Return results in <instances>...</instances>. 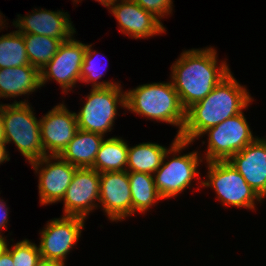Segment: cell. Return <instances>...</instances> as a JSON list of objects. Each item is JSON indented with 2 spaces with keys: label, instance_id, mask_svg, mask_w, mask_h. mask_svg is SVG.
Here are the masks:
<instances>
[{
  "label": "cell",
  "instance_id": "1f68e13d",
  "mask_svg": "<svg viewBox=\"0 0 266 266\" xmlns=\"http://www.w3.org/2000/svg\"><path fill=\"white\" fill-rule=\"evenodd\" d=\"M36 266H63V265L56 263V262H52V261L42 260Z\"/></svg>",
  "mask_w": 266,
  "mask_h": 266
},
{
  "label": "cell",
  "instance_id": "9c48e42d",
  "mask_svg": "<svg viewBox=\"0 0 266 266\" xmlns=\"http://www.w3.org/2000/svg\"><path fill=\"white\" fill-rule=\"evenodd\" d=\"M84 218L64 216L50 220L41 231L38 246L42 260L65 266L66 255L77 243L84 227Z\"/></svg>",
  "mask_w": 266,
  "mask_h": 266
},
{
  "label": "cell",
  "instance_id": "d6a6232c",
  "mask_svg": "<svg viewBox=\"0 0 266 266\" xmlns=\"http://www.w3.org/2000/svg\"><path fill=\"white\" fill-rule=\"evenodd\" d=\"M96 1L100 2L103 6L108 7L109 5L115 3L117 0H96Z\"/></svg>",
  "mask_w": 266,
  "mask_h": 266
},
{
  "label": "cell",
  "instance_id": "6da1fadb",
  "mask_svg": "<svg viewBox=\"0 0 266 266\" xmlns=\"http://www.w3.org/2000/svg\"><path fill=\"white\" fill-rule=\"evenodd\" d=\"M253 101L246 87L241 86L230 72L203 100L186 110L180 139L193 142L202 133L246 109Z\"/></svg>",
  "mask_w": 266,
  "mask_h": 266
},
{
  "label": "cell",
  "instance_id": "836d02e7",
  "mask_svg": "<svg viewBox=\"0 0 266 266\" xmlns=\"http://www.w3.org/2000/svg\"><path fill=\"white\" fill-rule=\"evenodd\" d=\"M6 241L7 240H5V237L0 233V251L5 248Z\"/></svg>",
  "mask_w": 266,
  "mask_h": 266
},
{
  "label": "cell",
  "instance_id": "ac0fdd59",
  "mask_svg": "<svg viewBox=\"0 0 266 266\" xmlns=\"http://www.w3.org/2000/svg\"><path fill=\"white\" fill-rule=\"evenodd\" d=\"M40 87V70L31 64L0 69V98L28 95Z\"/></svg>",
  "mask_w": 266,
  "mask_h": 266
},
{
  "label": "cell",
  "instance_id": "d4e9b609",
  "mask_svg": "<svg viewBox=\"0 0 266 266\" xmlns=\"http://www.w3.org/2000/svg\"><path fill=\"white\" fill-rule=\"evenodd\" d=\"M92 45L87 44V48L83 57V63L81 66L80 72V81L85 83L92 82V88H106V87H114L116 85H120L118 83H113L109 81L97 82L98 79L102 78L103 70L98 69V61L95 59V56H98V52L94 51ZM96 56V57H97ZM97 62V63H96ZM100 66V65H99ZM105 72V71H104Z\"/></svg>",
  "mask_w": 266,
  "mask_h": 266
},
{
  "label": "cell",
  "instance_id": "5bb4252c",
  "mask_svg": "<svg viewBox=\"0 0 266 266\" xmlns=\"http://www.w3.org/2000/svg\"><path fill=\"white\" fill-rule=\"evenodd\" d=\"M128 171L100 173L99 203L111 221L132 216Z\"/></svg>",
  "mask_w": 266,
  "mask_h": 266
},
{
  "label": "cell",
  "instance_id": "8fae6325",
  "mask_svg": "<svg viewBox=\"0 0 266 266\" xmlns=\"http://www.w3.org/2000/svg\"><path fill=\"white\" fill-rule=\"evenodd\" d=\"M52 159L57 161L51 162ZM30 164L35 172L39 173L40 203L46 205L62 201L77 167L64 161L60 156L51 155H46Z\"/></svg>",
  "mask_w": 266,
  "mask_h": 266
},
{
  "label": "cell",
  "instance_id": "8992f818",
  "mask_svg": "<svg viewBox=\"0 0 266 266\" xmlns=\"http://www.w3.org/2000/svg\"><path fill=\"white\" fill-rule=\"evenodd\" d=\"M120 85L92 88L81 110L76 113L78 129L103 135L111 131L117 105L126 109V93Z\"/></svg>",
  "mask_w": 266,
  "mask_h": 266
},
{
  "label": "cell",
  "instance_id": "7a4b0ae2",
  "mask_svg": "<svg viewBox=\"0 0 266 266\" xmlns=\"http://www.w3.org/2000/svg\"><path fill=\"white\" fill-rule=\"evenodd\" d=\"M212 47L186 50L171 67V82L185 110L203 100L231 71Z\"/></svg>",
  "mask_w": 266,
  "mask_h": 266
},
{
  "label": "cell",
  "instance_id": "7c38bea8",
  "mask_svg": "<svg viewBox=\"0 0 266 266\" xmlns=\"http://www.w3.org/2000/svg\"><path fill=\"white\" fill-rule=\"evenodd\" d=\"M100 173L92 168H77L64 197V216L86 218L89 212L98 207Z\"/></svg>",
  "mask_w": 266,
  "mask_h": 266
},
{
  "label": "cell",
  "instance_id": "277c9868",
  "mask_svg": "<svg viewBox=\"0 0 266 266\" xmlns=\"http://www.w3.org/2000/svg\"><path fill=\"white\" fill-rule=\"evenodd\" d=\"M24 100L1 104L5 143L13 141L29 163L46 156L41 141L40 120Z\"/></svg>",
  "mask_w": 266,
  "mask_h": 266
},
{
  "label": "cell",
  "instance_id": "9a60e30c",
  "mask_svg": "<svg viewBox=\"0 0 266 266\" xmlns=\"http://www.w3.org/2000/svg\"><path fill=\"white\" fill-rule=\"evenodd\" d=\"M108 6L123 34L135 39L165 33L162 22L133 0H120Z\"/></svg>",
  "mask_w": 266,
  "mask_h": 266
},
{
  "label": "cell",
  "instance_id": "52a82bcc",
  "mask_svg": "<svg viewBox=\"0 0 266 266\" xmlns=\"http://www.w3.org/2000/svg\"><path fill=\"white\" fill-rule=\"evenodd\" d=\"M207 164L208 179L201 181L203 187H213L219 201L221 200L225 206L255 210V200L261 201L260 196L229 161H214Z\"/></svg>",
  "mask_w": 266,
  "mask_h": 266
},
{
  "label": "cell",
  "instance_id": "7402d4cb",
  "mask_svg": "<svg viewBox=\"0 0 266 266\" xmlns=\"http://www.w3.org/2000/svg\"><path fill=\"white\" fill-rule=\"evenodd\" d=\"M132 198V214L145 212L162 199L157 192L154 176L141 172H128Z\"/></svg>",
  "mask_w": 266,
  "mask_h": 266
},
{
  "label": "cell",
  "instance_id": "4fadbf2b",
  "mask_svg": "<svg viewBox=\"0 0 266 266\" xmlns=\"http://www.w3.org/2000/svg\"><path fill=\"white\" fill-rule=\"evenodd\" d=\"M40 128L45 155L59 156L78 130L76 113L60 103L40 119Z\"/></svg>",
  "mask_w": 266,
  "mask_h": 266
},
{
  "label": "cell",
  "instance_id": "e575fe53",
  "mask_svg": "<svg viewBox=\"0 0 266 266\" xmlns=\"http://www.w3.org/2000/svg\"><path fill=\"white\" fill-rule=\"evenodd\" d=\"M2 14L0 13V28L2 29V28H4L3 26H5V24H4V22L2 21L3 19V17L1 16ZM4 24V25H3ZM2 25V26H1Z\"/></svg>",
  "mask_w": 266,
  "mask_h": 266
},
{
  "label": "cell",
  "instance_id": "44dd1931",
  "mask_svg": "<svg viewBox=\"0 0 266 266\" xmlns=\"http://www.w3.org/2000/svg\"><path fill=\"white\" fill-rule=\"evenodd\" d=\"M166 151V147L150 142L128 147L127 171L153 175L161 166Z\"/></svg>",
  "mask_w": 266,
  "mask_h": 266
},
{
  "label": "cell",
  "instance_id": "d590c367",
  "mask_svg": "<svg viewBox=\"0 0 266 266\" xmlns=\"http://www.w3.org/2000/svg\"><path fill=\"white\" fill-rule=\"evenodd\" d=\"M265 196H266V189H265V191L260 195V200L264 199Z\"/></svg>",
  "mask_w": 266,
  "mask_h": 266
},
{
  "label": "cell",
  "instance_id": "d6986e66",
  "mask_svg": "<svg viewBox=\"0 0 266 266\" xmlns=\"http://www.w3.org/2000/svg\"><path fill=\"white\" fill-rule=\"evenodd\" d=\"M103 140V135L78 129L59 156L77 168H92Z\"/></svg>",
  "mask_w": 266,
  "mask_h": 266
},
{
  "label": "cell",
  "instance_id": "3957f363",
  "mask_svg": "<svg viewBox=\"0 0 266 266\" xmlns=\"http://www.w3.org/2000/svg\"><path fill=\"white\" fill-rule=\"evenodd\" d=\"M125 93L129 111L177 126L176 136L179 138L185 124L186 110L171 81L139 85Z\"/></svg>",
  "mask_w": 266,
  "mask_h": 266
},
{
  "label": "cell",
  "instance_id": "e0dca14e",
  "mask_svg": "<svg viewBox=\"0 0 266 266\" xmlns=\"http://www.w3.org/2000/svg\"><path fill=\"white\" fill-rule=\"evenodd\" d=\"M260 196L266 189V139L256 138L229 160Z\"/></svg>",
  "mask_w": 266,
  "mask_h": 266
},
{
  "label": "cell",
  "instance_id": "2e32d148",
  "mask_svg": "<svg viewBox=\"0 0 266 266\" xmlns=\"http://www.w3.org/2000/svg\"><path fill=\"white\" fill-rule=\"evenodd\" d=\"M37 11V12H36ZM20 17V18H19ZM13 25L21 34H37L61 39L63 42L72 38L76 32L69 20V14L63 11L36 10L24 17L18 15Z\"/></svg>",
  "mask_w": 266,
  "mask_h": 266
},
{
  "label": "cell",
  "instance_id": "5b68a950",
  "mask_svg": "<svg viewBox=\"0 0 266 266\" xmlns=\"http://www.w3.org/2000/svg\"><path fill=\"white\" fill-rule=\"evenodd\" d=\"M191 144L189 141L182 140L175 136L170 148L164 154L161 166L155 171L154 181L158 194L163 199L176 197L183 192L186 187L191 186V181L200 173L197 171L199 162L202 160L198 156V152H190L176 156L181 150ZM174 154V157L165 162L168 154Z\"/></svg>",
  "mask_w": 266,
  "mask_h": 266
},
{
  "label": "cell",
  "instance_id": "4dcf8cb0",
  "mask_svg": "<svg viewBox=\"0 0 266 266\" xmlns=\"http://www.w3.org/2000/svg\"><path fill=\"white\" fill-rule=\"evenodd\" d=\"M0 143H5L4 126H3V119H2V114H1V104H0Z\"/></svg>",
  "mask_w": 266,
  "mask_h": 266
},
{
  "label": "cell",
  "instance_id": "cb8c5ba5",
  "mask_svg": "<svg viewBox=\"0 0 266 266\" xmlns=\"http://www.w3.org/2000/svg\"><path fill=\"white\" fill-rule=\"evenodd\" d=\"M30 65L23 35L17 31L0 37V69Z\"/></svg>",
  "mask_w": 266,
  "mask_h": 266
},
{
  "label": "cell",
  "instance_id": "83f0119b",
  "mask_svg": "<svg viewBox=\"0 0 266 266\" xmlns=\"http://www.w3.org/2000/svg\"><path fill=\"white\" fill-rule=\"evenodd\" d=\"M8 208H6V203L0 200V230L5 229L8 224Z\"/></svg>",
  "mask_w": 266,
  "mask_h": 266
},
{
  "label": "cell",
  "instance_id": "ffe728a7",
  "mask_svg": "<svg viewBox=\"0 0 266 266\" xmlns=\"http://www.w3.org/2000/svg\"><path fill=\"white\" fill-rule=\"evenodd\" d=\"M128 147L122 138L111 137L103 140L92 169L99 173L126 171Z\"/></svg>",
  "mask_w": 266,
  "mask_h": 266
},
{
  "label": "cell",
  "instance_id": "603a6c76",
  "mask_svg": "<svg viewBox=\"0 0 266 266\" xmlns=\"http://www.w3.org/2000/svg\"><path fill=\"white\" fill-rule=\"evenodd\" d=\"M25 48L32 66L41 70L58 52L61 39L37 34H22Z\"/></svg>",
  "mask_w": 266,
  "mask_h": 266
},
{
  "label": "cell",
  "instance_id": "f546056e",
  "mask_svg": "<svg viewBox=\"0 0 266 266\" xmlns=\"http://www.w3.org/2000/svg\"><path fill=\"white\" fill-rule=\"evenodd\" d=\"M6 151V143H0V164H2L4 161H9L10 157L9 154Z\"/></svg>",
  "mask_w": 266,
  "mask_h": 266
},
{
  "label": "cell",
  "instance_id": "ba28073f",
  "mask_svg": "<svg viewBox=\"0 0 266 266\" xmlns=\"http://www.w3.org/2000/svg\"><path fill=\"white\" fill-rule=\"evenodd\" d=\"M207 133L209 138L206 162L228 161L256 139L243 112L205 130L202 135Z\"/></svg>",
  "mask_w": 266,
  "mask_h": 266
},
{
  "label": "cell",
  "instance_id": "484cf974",
  "mask_svg": "<svg viewBox=\"0 0 266 266\" xmlns=\"http://www.w3.org/2000/svg\"><path fill=\"white\" fill-rule=\"evenodd\" d=\"M11 247V249L8 248L6 242L5 248L11 253L14 266H36L42 261L38 246L27 239Z\"/></svg>",
  "mask_w": 266,
  "mask_h": 266
},
{
  "label": "cell",
  "instance_id": "30bf717a",
  "mask_svg": "<svg viewBox=\"0 0 266 266\" xmlns=\"http://www.w3.org/2000/svg\"><path fill=\"white\" fill-rule=\"evenodd\" d=\"M87 45L73 37L64 41L55 56L40 70L41 87L54 79L60 84L64 92L80 81L81 66ZM69 89V90H68Z\"/></svg>",
  "mask_w": 266,
  "mask_h": 266
},
{
  "label": "cell",
  "instance_id": "4316f807",
  "mask_svg": "<svg viewBox=\"0 0 266 266\" xmlns=\"http://www.w3.org/2000/svg\"><path fill=\"white\" fill-rule=\"evenodd\" d=\"M143 9L160 19L172 12V0H133Z\"/></svg>",
  "mask_w": 266,
  "mask_h": 266
},
{
  "label": "cell",
  "instance_id": "f1b7e54d",
  "mask_svg": "<svg viewBox=\"0 0 266 266\" xmlns=\"http://www.w3.org/2000/svg\"><path fill=\"white\" fill-rule=\"evenodd\" d=\"M0 266H14L11 253L6 248L0 251Z\"/></svg>",
  "mask_w": 266,
  "mask_h": 266
}]
</instances>
